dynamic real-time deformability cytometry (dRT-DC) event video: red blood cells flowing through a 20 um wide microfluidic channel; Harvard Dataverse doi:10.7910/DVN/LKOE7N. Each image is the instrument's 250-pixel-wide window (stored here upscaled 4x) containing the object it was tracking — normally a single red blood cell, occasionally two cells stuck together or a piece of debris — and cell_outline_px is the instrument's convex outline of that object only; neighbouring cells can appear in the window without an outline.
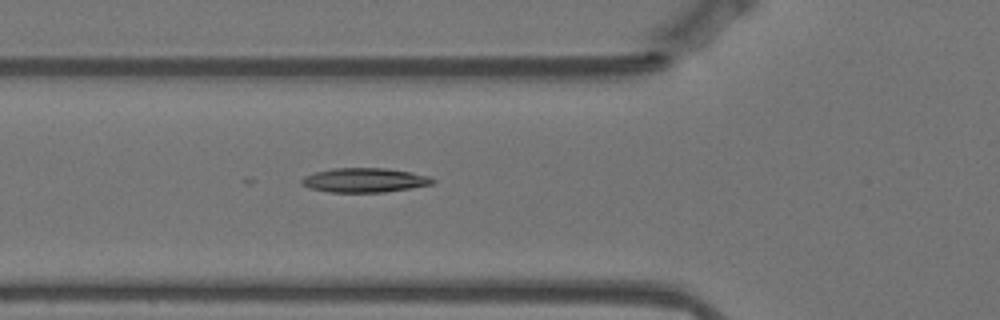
{"species": "Egyptian fruit bat (a non-hibernating species)", "species_latin": "Rousettus aegyptiacus", "temperature_condition": "warm", "stored_images_in_passage": 14, "camera_frame_rate_fps": 3000, "um_per_image_px": 0.085, "animal": {"sex": "female"}, "frame": {"image": 1, "passage_image": 5, "time_ms": 1.333, "image_size_px": [1000, 320], "cell_outline_px": [[436, 180], [432, 184], [412, 188], [384, 192], [328, 192], [308, 188], [300, 184], [300, 180], [304, 176], [316, 172], [332, 168], [384, 168], [412, 172], [428, 176]], "centroid_in_image_um": [30.96, 15.32], "position_along_channel_um": 94.8, "area_um2": 18.67}}
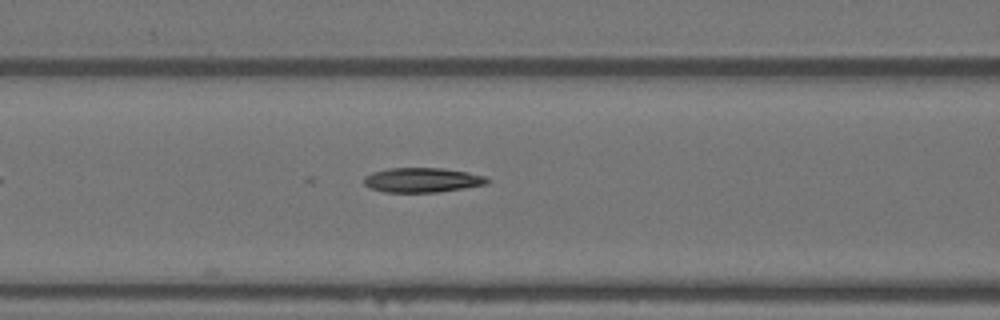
{"frame": {"image": 2, "passage_image": 8, "time_ms": 2.333, "image_size_px": [1000, 320], "cell_outline_px": [[492, 180], [488, 184], [464, 188], [436, 192], [384, 192], [368, 188], [364, 184], [364, 176], [372, 172], [388, 168], [440, 168], [468, 172], [484, 176]], "centroid_in_image_um": [35.88, 15.3], "position_along_channel_um": 130.7, "area_um2": 17.8}}
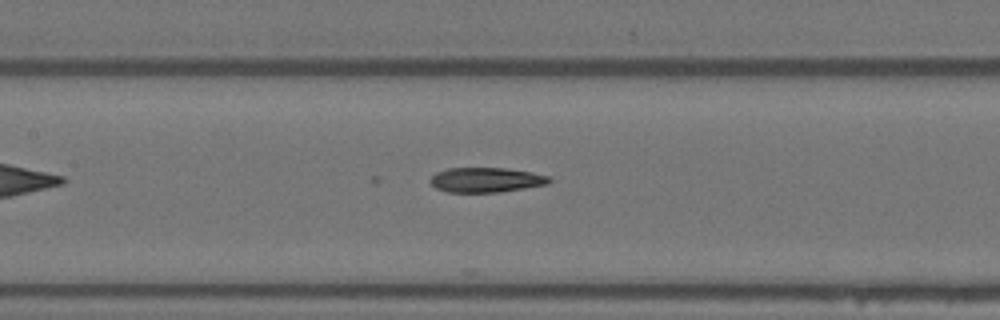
{"frame": {"image": 3, "passage_image": 11, "time_ms": 3.333, "image_size_px": [1000, 320], "cell_outline_px": [[552, 180], [548, 184], [500, 192], [448, 192], [436, 188], [428, 180], [436, 172], [448, 168], [504, 168], [532, 172], [548, 176]], "centroid_in_image_um": [41.3, 15.29], "position_along_channel_um": 166.1, "area_um2": 17.17}}